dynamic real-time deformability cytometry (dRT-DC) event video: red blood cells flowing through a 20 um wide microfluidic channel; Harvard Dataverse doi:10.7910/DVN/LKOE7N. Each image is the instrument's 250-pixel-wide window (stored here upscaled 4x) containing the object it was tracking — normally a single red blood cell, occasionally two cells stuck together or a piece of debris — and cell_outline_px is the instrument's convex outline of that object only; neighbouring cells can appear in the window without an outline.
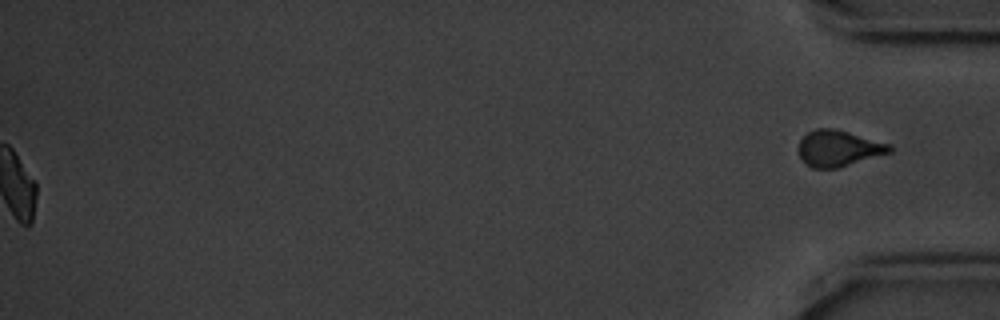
{"species": "common noctule bat (a hibernating species)", "species_latin": "Nyctalus noctula", "temperature_condition": "cold", "stored_images_in_passage": 58, "segment_of_instrument_passage": [2, 2], "camera_frame_rate_fps": 3000, "um_per_image_px": 0.085, "animal": {"sex": "male", "body_mass_g": 20.1, "forearm_length_mm": 53.5}, "frame": {"image": 1, "passage_image": 58, "time_ms": 19.0, "image_size_px": [1000, 320], "cell_outline_px": [[892, 152], [836, 168], [812, 168], [800, 156], [796, 148], [800, 140], [808, 132], [816, 128], [836, 128], [892, 144]], "centroid_in_image_um": [71.28, 12.58], "position_along_channel_um": 363.9, "area_um2": 19.25}}